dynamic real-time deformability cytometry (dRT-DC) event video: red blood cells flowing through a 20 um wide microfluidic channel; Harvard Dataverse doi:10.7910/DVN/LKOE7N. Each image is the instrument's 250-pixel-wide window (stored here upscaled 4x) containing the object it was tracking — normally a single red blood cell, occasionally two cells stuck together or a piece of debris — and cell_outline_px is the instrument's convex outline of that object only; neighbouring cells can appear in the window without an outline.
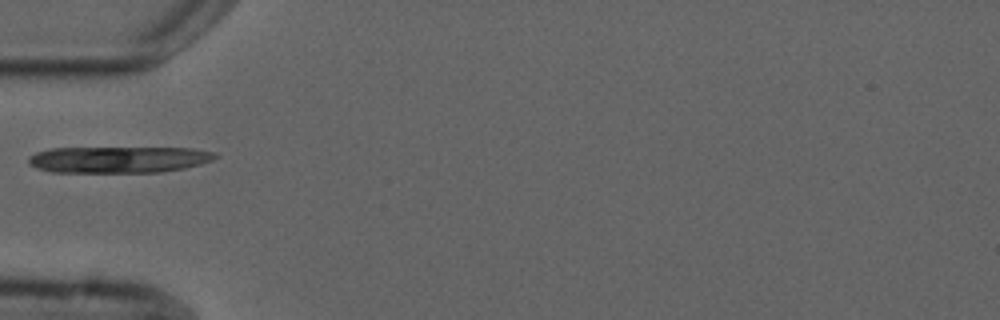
{"species": "common noctule bat (a hibernating species)", "species_latin": "Nyctalus noctula", "temperature_condition": "cold", "stored_images_in_passage": 4, "camera_frame_rate_fps": 3000, "um_per_image_px": 0.085, "animal": {"sex": "male", "forearm_length_mm": 52.5}, "frame": {"image": 1, "passage_image": 4, "time_ms": 4.667, "image_size_px": [1000, 320], "cell_outline_px": [[220, 156], [212, 160], [200, 164], [184, 168], [160, 172], [52, 172], [36, 168], [28, 164], [28, 156], [36, 152], [52, 148], [192, 148], [216, 152]], "centroid_in_image_um": [10.08, 13.56], "position_along_channel_um": 74.9, "area_um2": 28.9}}